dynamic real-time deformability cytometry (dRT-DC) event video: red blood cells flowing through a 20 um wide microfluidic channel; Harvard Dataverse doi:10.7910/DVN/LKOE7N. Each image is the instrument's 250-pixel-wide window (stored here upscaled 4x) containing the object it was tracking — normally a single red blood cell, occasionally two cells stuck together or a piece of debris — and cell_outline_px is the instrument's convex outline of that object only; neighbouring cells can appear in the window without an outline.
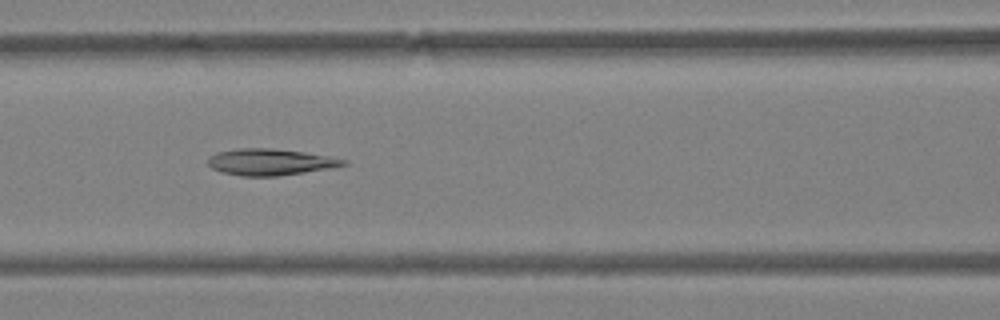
{"species": "Egyptian fruit bat (a non-hibernating species)", "species_latin": "Rousettus aegyptiacus", "temperature_condition": "warm", "stored_images_in_passage": 34, "camera_frame_rate_fps": 3000, "um_per_image_px": 0.085, "animal": {"sex": "female"}, "frame": {"image": 1, "passage_image": 8, "time_ms": 2.333, "image_size_px": [1000, 320], "cell_outline_px": [[348, 164], [304, 172], [276, 176], [240, 176], [224, 172], [212, 168], [208, 164], [208, 156], [216, 152], [236, 148], [272, 148], [304, 152], [332, 156], [348, 160]], "centroid_in_image_um": [22.95, 13.75], "position_along_channel_um": 143.6, "area_um2": 20.87}}
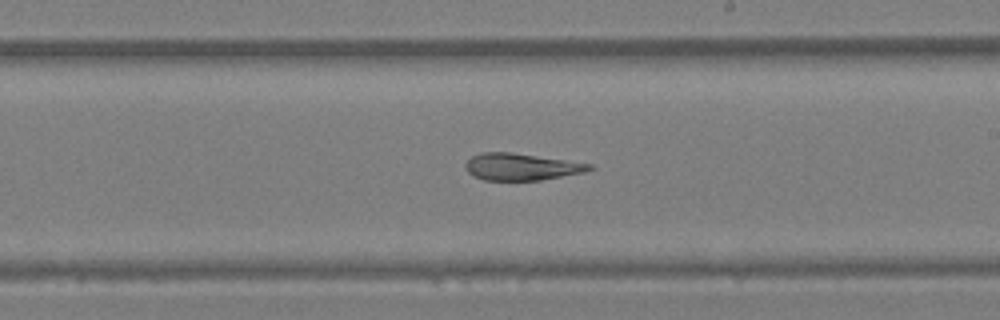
{"frame": {"image": 2, "passage_image": 15, "time_ms": 4.667, "image_size_px": [1000, 320], "cell_outline_px": [[596, 168], [584, 172], [540, 180], [484, 180], [468, 172], [464, 164], [472, 156], [480, 152], [512, 152], [592, 164]], "centroid_in_image_um": [44.31, 14.17], "position_along_channel_um": 244.7, "area_um2": 19.31}}
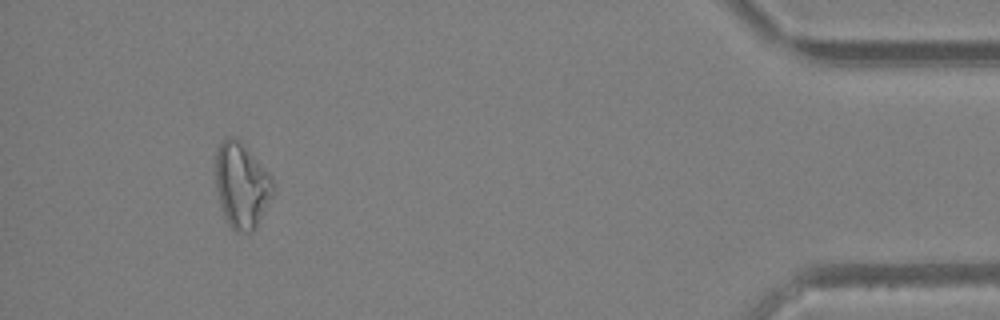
{"frame": {"image": 3, "passage_image": 31, "time_ms": 10.0, "image_size_px": [1000, 320], "cell_outline_px": [[272, 196], [256, 228], [252, 232], [240, 232], [232, 228], [228, 224], [224, 216], [220, 204], [216, 188], [216, 152], [220, 144], [224, 140], [232, 136], [240, 140], [244, 144], [272, 176]], "centroid_in_image_um": [20.54, 15.76], "position_along_channel_um": 414.7, "area_um2": 28.38}, "authors_computed_cell_mechanics": {"area_um2": 21.2126, "velocity_mm_per_s": 4.3403, "shape_relaxation_time_tau1_ms": null, "shape_relaxation_time_tau2_ms": 3.5, "deformation_change_tau1": null, "deformation_change_tau2": 0.1443}}